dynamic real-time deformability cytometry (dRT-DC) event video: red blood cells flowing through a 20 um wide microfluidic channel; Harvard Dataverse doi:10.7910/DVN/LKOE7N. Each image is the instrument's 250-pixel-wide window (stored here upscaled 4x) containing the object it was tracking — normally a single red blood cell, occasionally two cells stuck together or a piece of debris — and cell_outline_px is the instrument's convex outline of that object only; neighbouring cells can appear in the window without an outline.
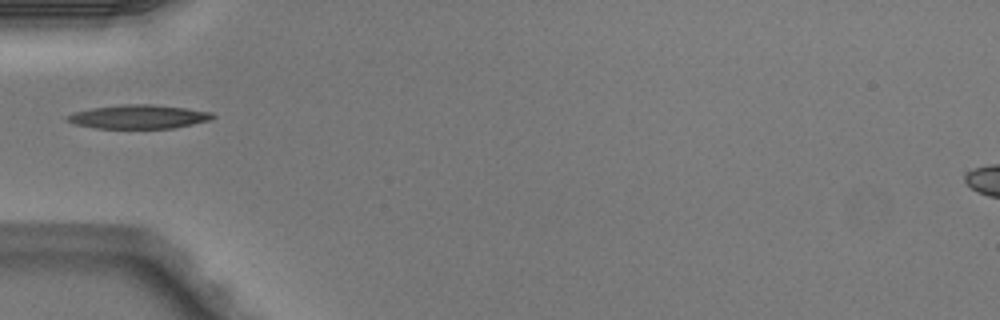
{"species": "Egyptian fruit bat (a non-hibernating species)", "species_latin": "Rousettus aegyptiacus", "temperature_condition": "warm", "stored_images_in_passage": 34, "camera_frame_rate_fps": 3000, "um_per_image_px": 0.085, "animal": {"sex": "male"}, "frame": {"image": 1, "passage_image": 1, "time_ms": 0.0, "image_size_px": [1000, 320], "cell_outline_px": [[216, 116], [212, 120], [172, 128], [96, 128], [76, 124], [68, 120], [64, 116], [76, 112], [92, 108], [120, 104], [152, 104], [184, 108], [212, 112]], "centroid_in_image_um": [11.81, 9.92], "position_along_channel_um": 73.2, "area_um2": 20.06}}
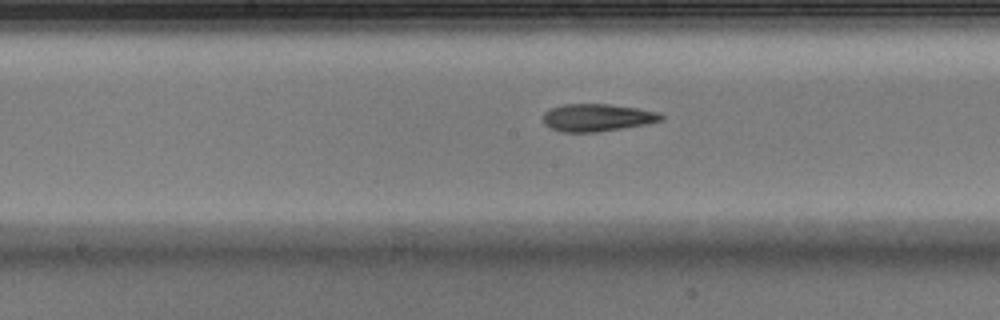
{"frame": {"image": 2, "passage_image": 10, "time_ms": 3.0, "image_size_px": [1000, 320], "cell_outline_px": [[664, 120], [644, 124], [596, 132], [560, 132], [544, 124], [544, 112], [552, 108], [564, 104], [612, 104], [636, 108], [656, 112], [664, 116]], "centroid_in_image_um": [50.74, 9.99], "position_along_channel_um": 197.5, "area_um2": 18.67}}
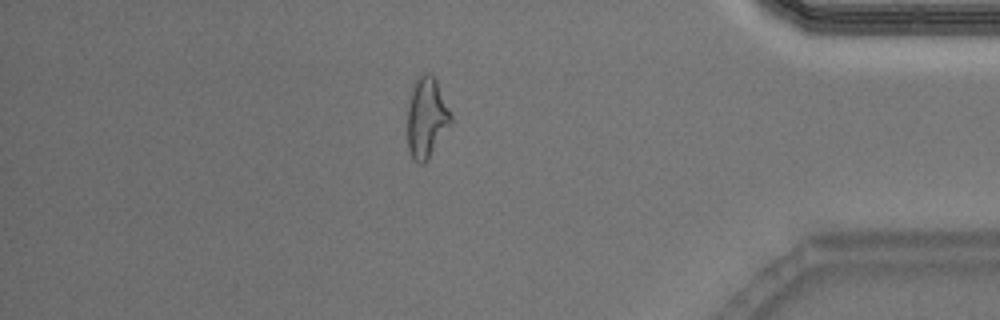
{"frame": {"image": 3, "passage_image": 27, "time_ms": 8.667, "image_size_px": [1000, 320], "cell_outline_px": [[452, 120], [428, 160], [424, 164], [420, 164], [412, 160], [408, 148], [408, 108], [412, 92], [416, 80], [424, 72], [428, 72], [436, 80], [452, 116]], "centroid_in_image_um": [36.25, 10.05], "position_along_channel_um": 399.0, "area_um2": 19.94}, "authors_computed_cell_mechanics": {"area_um2": 18.9873, "velocity_mm_per_s": 4.1098, "shape_relaxation_time_tau1_ms": 5.0456, "shape_relaxation_time_tau2_ms": 2.104, "deformation_change_tau1": 0.2027, "deformation_change_tau2": 0.1054}}